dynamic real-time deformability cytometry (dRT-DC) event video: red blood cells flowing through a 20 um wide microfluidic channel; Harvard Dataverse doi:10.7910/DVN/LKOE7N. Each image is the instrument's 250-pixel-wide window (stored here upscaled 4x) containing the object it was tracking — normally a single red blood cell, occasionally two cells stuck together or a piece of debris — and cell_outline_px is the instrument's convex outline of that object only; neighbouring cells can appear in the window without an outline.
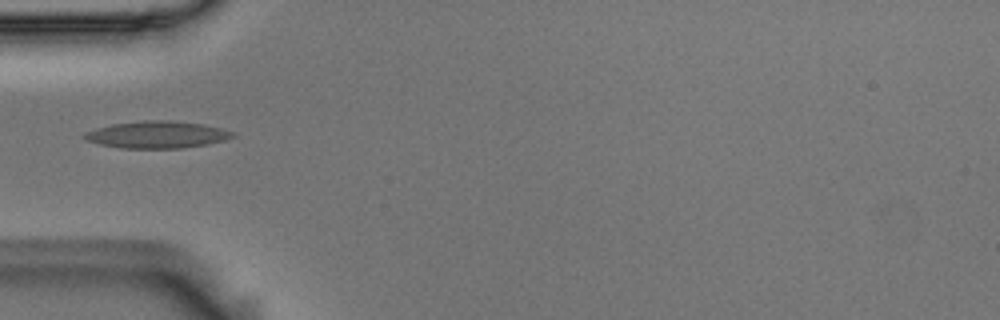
{"species": "Egyptian fruit bat (a non-hibernating species)", "species_latin": "Rousettus aegyptiacus", "temperature_condition": "room temperature", "stored_images_in_passage": 2, "camera_frame_rate_fps": 3000, "um_per_image_px": 0.085, "animal": {"sex": "male"}, "frame": {"image": 1, "passage_image": 2, "time_ms": 0.333, "image_size_px": [1000, 320], "cell_outline_px": [[236, 136], [228, 140], [208, 144], [180, 148], [120, 148], [100, 144], [84, 140], [80, 136], [84, 132], [96, 128], [112, 124], [144, 120], [168, 120], [204, 124], [236, 132]], "centroid_in_image_um": [13.35, 11.44], "position_along_channel_um": 71.6, "area_um2": 23.64}}